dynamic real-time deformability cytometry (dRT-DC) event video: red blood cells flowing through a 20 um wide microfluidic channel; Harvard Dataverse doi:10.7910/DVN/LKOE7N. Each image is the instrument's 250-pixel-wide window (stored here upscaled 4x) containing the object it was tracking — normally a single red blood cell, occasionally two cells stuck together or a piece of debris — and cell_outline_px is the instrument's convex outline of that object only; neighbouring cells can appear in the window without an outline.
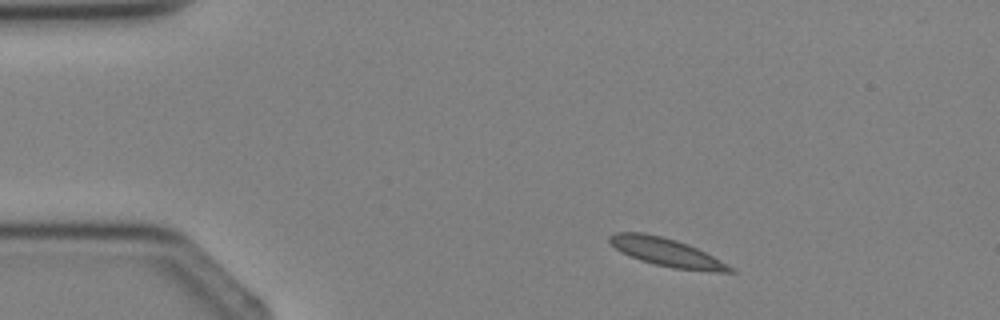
{"species": "Egyptian fruit bat (a non-hibernating species)", "species_latin": "Rousettus aegyptiacus", "temperature_condition": "cold", "stored_images_in_passage": 2, "camera_frame_rate_fps": 3000, "um_per_image_px": 0.085, "animal": {"sex": "female"}, "frame": {"image": 1, "passage_image": 1, "time_ms": 0.0, "image_size_px": [1000, 320], "cell_outline_px": [[736, 272], [712, 272], [672, 268], [640, 260], [628, 256], [620, 252], [608, 240], [608, 236], [616, 232], [644, 232], [676, 240], [688, 244], [720, 260], [732, 268]], "centroid_in_image_um": [56.61, 21.44], "position_along_channel_um": 28.4, "area_um2": 19.65}}